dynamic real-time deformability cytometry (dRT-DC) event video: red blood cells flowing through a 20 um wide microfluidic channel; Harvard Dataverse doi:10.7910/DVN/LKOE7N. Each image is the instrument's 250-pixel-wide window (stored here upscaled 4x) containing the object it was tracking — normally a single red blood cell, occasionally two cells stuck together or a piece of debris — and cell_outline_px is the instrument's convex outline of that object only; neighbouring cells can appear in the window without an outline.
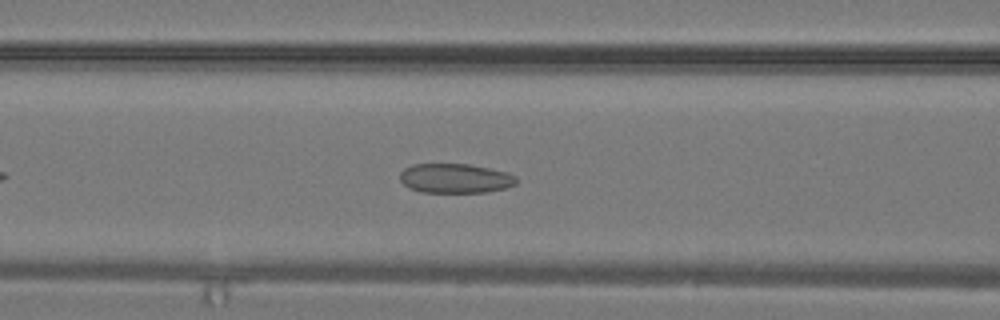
{"species": "common noctule bat (a hibernating species)", "species_latin": "Nyctalus noctula", "temperature_condition": "warm", "stored_images_in_passage": 22, "camera_frame_rate_fps": 3000, "um_per_image_px": 0.085, "animal": {"sex": "male", "body_mass_g": 19.2, "forearm_length_mm": 51.8}, "frame": {"image": 1, "passage_image": 7, "time_ms": 2.0, "image_size_px": [1000, 320], "cell_outline_px": [[516, 184], [508, 188], [488, 192], [420, 192], [408, 188], [400, 180], [400, 172], [404, 168], [412, 164], [468, 164], [508, 172], [516, 176]], "centroid_in_image_um": [38.69, 15.16], "position_along_channel_um": 127.9, "area_um2": 20.17}}
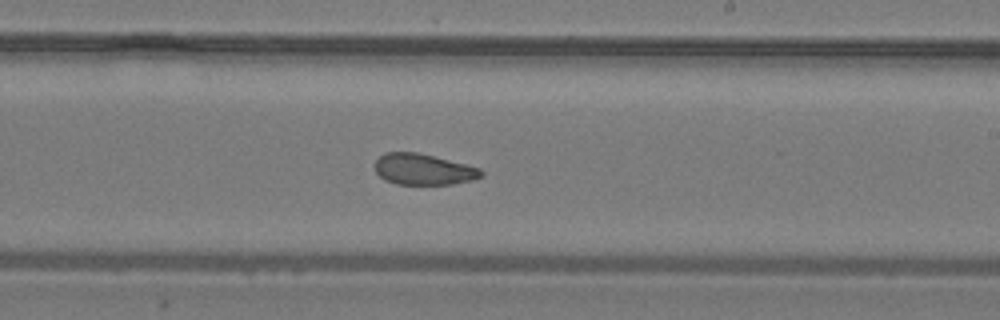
{"frame": {"image": 2, "passage_image": 13, "time_ms": 4.0, "image_size_px": [1000, 320], "cell_outline_px": [[484, 176], [472, 180], [452, 184], [396, 184], [384, 180], [376, 172], [376, 160], [384, 152], [416, 152], [468, 164], [480, 168], [484, 172]], "centroid_in_image_um": [36.02, 14.39], "position_along_channel_um": 253.0, "area_um2": 19.31}}
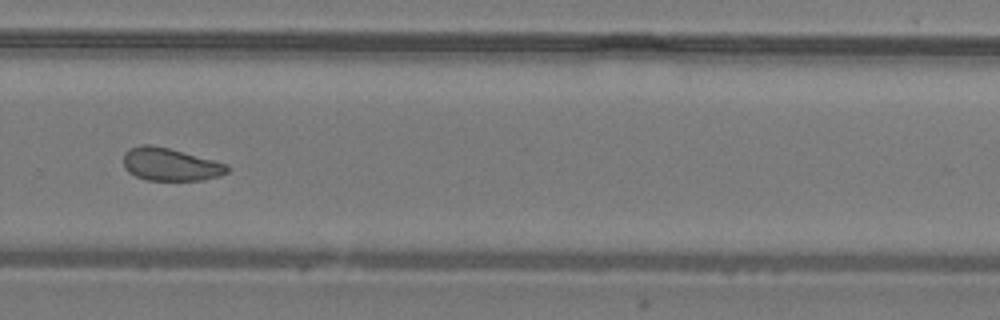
{"frame": {"image": 3, "passage_image": 16, "time_ms": 5.0, "image_size_px": [1000, 320], "cell_outline_px": [[232, 168], [228, 172], [220, 176], [204, 180], [144, 180], [128, 172], [124, 168], [124, 152], [128, 148], [140, 144], [152, 144], [168, 148], [228, 164]], "centroid_in_image_um": [14.47, 13.97], "position_along_channel_um": 315.3, "area_um2": 20.06}}